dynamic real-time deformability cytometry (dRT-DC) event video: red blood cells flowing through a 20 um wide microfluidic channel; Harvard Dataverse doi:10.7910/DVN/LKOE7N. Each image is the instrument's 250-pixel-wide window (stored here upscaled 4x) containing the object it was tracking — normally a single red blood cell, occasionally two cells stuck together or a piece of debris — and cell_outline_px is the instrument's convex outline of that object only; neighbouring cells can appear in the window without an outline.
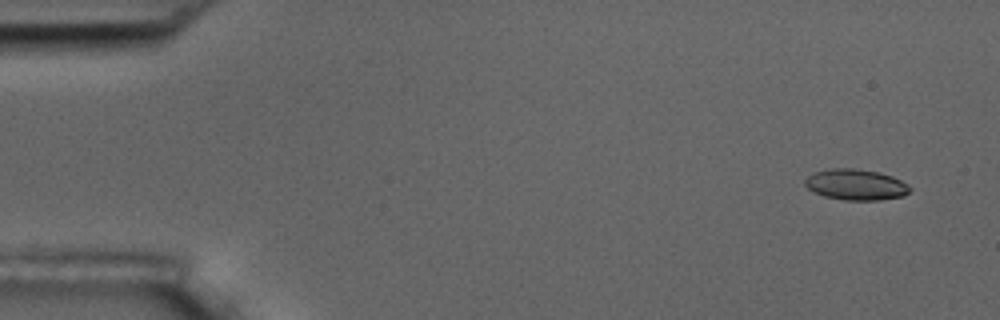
{"species": "common noctule bat (a hibernating species)", "species_latin": "Nyctalus noctula", "temperature_condition": "room temperature", "stored_images_in_passage": 6, "camera_frame_rate_fps": 3000, "um_per_image_px": 0.085, "animal": {"sex": "male", "body_mass_g": 17.5, "forearm_length_mm": 52.3}, "frame": {"image": 1, "passage_image": 1, "time_ms": 0.0, "image_size_px": [1000, 320], "cell_outline_px": [[912, 188], [904, 196], [880, 200], [844, 200], [824, 196], [808, 188], [804, 184], [804, 180], [808, 176], [816, 172], [832, 168], [856, 168], [880, 172], [892, 176], [908, 184]], "centroid_in_image_um": [72.78, 15.69], "position_along_channel_um": 12.2, "area_um2": 18.9}}
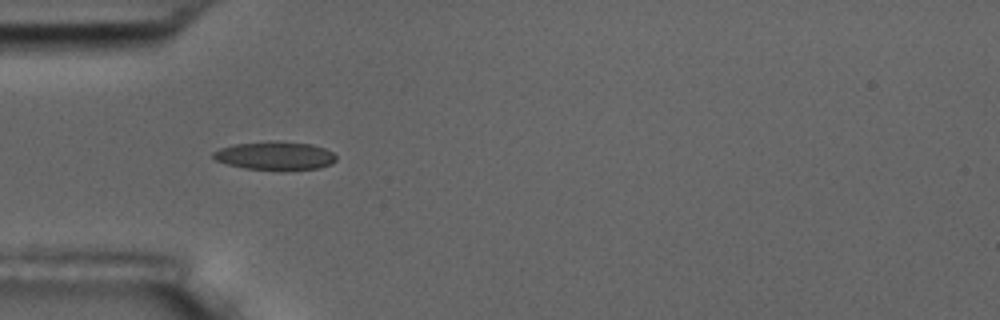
{"frame": {"image": 2, "passage_image": 5, "time_ms": 4.667, "image_size_px": [1000, 320], "cell_outline_px": [[336, 160], [332, 164], [320, 168], [244, 168], [228, 164], [216, 160], [212, 156], [212, 152], [220, 148], [232, 144], [272, 140], [280, 140], [312, 144], [324, 148], [332, 152], [336, 156]], "centroid_in_image_um": [23.37, 13.18], "position_along_channel_um": 61.6, "area_um2": 20.06}}